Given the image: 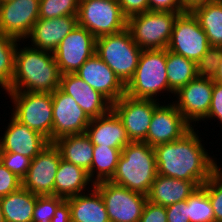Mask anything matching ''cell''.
I'll return each instance as SVG.
<instances>
[{
  "label": "cell",
  "instance_id": "1",
  "mask_svg": "<svg viewBox=\"0 0 222 222\" xmlns=\"http://www.w3.org/2000/svg\"><path fill=\"white\" fill-rule=\"evenodd\" d=\"M197 129L193 127L182 138L154 147L157 174L201 185L207 182L220 162L215 155L210 156L213 151L205 148Z\"/></svg>",
  "mask_w": 222,
  "mask_h": 222
},
{
  "label": "cell",
  "instance_id": "2",
  "mask_svg": "<svg viewBox=\"0 0 222 222\" xmlns=\"http://www.w3.org/2000/svg\"><path fill=\"white\" fill-rule=\"evenodd\" d=\"M20 43L26 44L19 41L17 45L14 77L5 91L52 93L58 89L61 73L53 53L32 47L30 42L22 47Z\"/></svg>",
  "mask_w": 222,
  "mask_h": 222
},
{
  "label": "cell",
  "instance_id": "3",
  "mask_svg": "<svg viewBox=\"0 0 222 222\" xmlns=\"http://www.w3.org/2000/svg\"><path fill=\"white\" fill-rule=\"evenodd\" d=\"M156 176L154 147L146 142H130L121 150L115 173L109 181L147 196Z\"/></svg>",
  "mask_w": 222,
  "mask_h": 222
},
{
  "label": "cell",
  "instance_id": "4",
  "mask_svg": "<svg viewBox=\"0 0 222 222\" xmlns=\"http://www.w3.org/2000/svg\"><path fill=\"white\" fill-rule=\"evenodd\" d=\"M166 59L167 49L142 50L137 69L125 85V94L137 99L156 101H160L159 97L163 94L169 96L166 100L173 99L175 93L169 88Z\"/></svg>",
  "mask_w": 222,
  "mask_h": 222
},
{
  "label": "cell",
  "instance_id": "5",
  "mask_svg": "<svg viewBox=\"0 0 222 222\" xmlns=\"http://www.w3.org/2000/svg\"><path fill=\"white\" fill-rule=\"evenodd\" d=\"M142 49L134 42L127 28L96 39V54L126 85L137 69Z\"/></svg>",
  "mask_w": 222,
  "mask_h": 222
},
{
  "label": "cell",
  "instance_id": "6",
  "mask_svg": "<svg viewBox=\"0 0 222 222\" xmlns=\"http://www.w3.org/2000/svg\"><path fill=\"white\" fill-rule=\"evenodd\" d=\"M13 104L11 114L30 129L52 142V94L46 92L5 91Z\"/></svg>",
  "mask_w": 222,
  "mask_h": 222
},
{
  "label": "cell",
  "instance_id": "7",
  "mask_svg": "<svg viewBox=\"0 0 222 222\" xmlns=\"http://www.w3.org/2000/svg\"><path fill=\"white\" fill-rule=\"evenodd\" d=\"M181 13L147 11L127 18V29L142 50L167 49L174 22Z\"/></svg>",
  "mask_w": 222,
  "mask_h": 222
},
{
  "label": "cell",
  "instance_id": "8",
  "mask_svg": "<svg viewBox=\"0 0 222 222\" xmlns=\"http://www.w3.org/2000/svg\"><path fill=\"white\" fill-rule=\"evenodd\" d=\"M77 21L78 26L86 28L96 39L127 27V17L118 0H80Z\"/></svg>",
  "mask_w": 222,
  "mask_h": 222
},
{
  "label": "cell",
  "instance_id": "9",
  "mask_svg": "<svg viewBox=\"0 0 222 222\" xmlns=\"http://www.w3.org/2000/svg\"><path fill=\"white\" fill-rule=\"evenodd\" d=\"M100 193L110 222H139L147 196L110 181L94 184Z\"/></svg>",
  "mask_w": 222,
  "mask_h": 222
},
{
  "label": "cell",
  "instance_id": "10",
  "mask_svg": "<svg viewBox=\"0 0 222 222\" xmlns=\"http://www.w3.org/2000/svg\"><path fill=\"white\" fill-rule=\"evenodd\" d=\"M205 31L189 10L177 16L167 50L197 63L210 48Z\"/></svg>",
  "mask_w": 222,
  "mask_h": 222
},
{
  "label": "cell",
  "instance_id": "11",
  "mask_svg": "<svg viewBox=\"0 0 222 222\" xmlns=\"http://www.w3.org/2000/svg\"><path fill=\"white\" fill-rule=\"evenodd\" d=\"M161 102L124 94L112 104V110L123 122L131 142H143L146 139L153 112Z\"/></svg>",
  "mask_w": 222,
  "mask_h": 222
},
{
  "label": "cell",
  "instance_id": "12",
  "mask_svg": "<svg viewBox=\"0 0 222 222\" xmlns=\"http://www.w3.org/2000/svg\"><path fill=\"white\" fill-rule=\"evenodd\" d=\"M213 87L212 79L196 77L174 94L173 103L193 127H198L197 123L208 115Z\"/></svg>",
  "mask_w": 222,
  "mask_h": 222
},
{
  "label": "cell",
  "instance_id": "13",
  "mask_svg": "<svg viewBox=\"0 0 222 222\" xmlns=\"http://www.w3.org/2000/svg\"><path fill=\"white\" fill-rule=\"evenodd\" d=\"M96 53V38L86 29L77 25L53 52L61 74L76 71Z\"/></svg>",
  "mask_w": 222,
  "mask_h": 222
},
{
  "label": "cell",
  "instance_id": "14",
  "mask_svg": "<svg viewBox=\"0 0 222 222\" xmlns=\"http://www.w3.org/2000/svg\"><path fill=\"white\" fill-rule=\"evenodd\" d=\"M170 101L166 104L164 100L153 112L147 137L143 141L151 147L178 140L193 128L178 111L173 100Z\"/></svg>",
  "mask_w": 222,
  "mask_h": 222
},
{
  "label": "cell",
  "instance_id": "15",
  "mask_svg": "<svg viewBox=\"0 0 222 222\" xmlns=\"http://www.w3.org/2000/svg\"><path fill=\"white\" fill-rule=\"evenodd\" d=\"M60 161L59 149L50 142L32 159L22 186L38 196L54 195L55 176Z\"/></svg>",
  "mask_w": 222,
  "mask_h": 222
},
{
  "label": "cell",
  "instance_id": "16",
  "mask_svg": "<svg viewBox=\"0 0 222 222\" xmlns=\"http://www.w3.org/2000/svg\"><path fill=\"white\" fill-rule=\"evenodd\" d=\"M51 94L53 104L52 142L62 136L85 133L91 119L74 98L60 88Z\"/></svg>",
  "mask_w": 222,
  "mask_h": 222
},
{
  "label": "cell",
  "instance_id": "17",
  "mask_svg": "<svg viewBox=\"0 0 222 222\" xmlns=\"http://www.w3.org/2000/svg\"><path fill=\"white\" fill-rule=\"evenodd\" d=\"M40 0H11L0 3V31L24 41L39 19Z\"/></svg>",
  "mask_w": 222,
  "mask_h": 222
},
{
  "label": "cell",
  "instance_id": "18",
  "mask_svg": "<svg viewBox=\"0 0 222 222\" xmlns=\"http://www.w3.org/2000/svg\"><path fill=\"white\" fill-rule=\"evenodd\" d=\"M75 74L112 104L125 94V84L96 53Z\"/></svg>",
  "mask_w": 222,
  "mask_h": 222
},
{
  "label": "cell",
  "instance_id": "19",
  "mask_svg": "<svg viewBox=\"0 0 222 222\" xmlns=\"http://www.w3.org/2000/svg\"><path fill=\"white\" fill-rule=\"evenodd\" d=\"M0 136L1 153H18L33 159L50 142L38 132L19 122L12 114Z\"/></svg>",
  "mask_w": 222,
  "mask_h": 222
},
{
  "label": "cell",
  "instance_id": "20",
  "mask_svg": "<svg viewBox=\"0 0 222 222\" xmlns=\"http://www.w3.org/2000/svg\"><path fill=\"white\" fill-rule=\"evenodd\" d=\"M59 88L72 96L90 119L109 113L112 103L75 73L61 74Z\"/></svg>",
  "mask_w": 222,
  "mask_h": 222
},
{
  "label": "cell",
  "instance_id": "21",
  "mask_svg": "<svg viewBox=\"0 0 222 222\" xmlns=\"http://www.w3.org/2000/svg\"><path fill=\"white\" fill-rule=\"evenodd\" d=\"M77 25V15H67L50 19L39 18L33 25L25 41H30V46L32 47L53 53L60 42Z\"/></svg>",
  "mask_w": 222,
  "mask_h": 222
},
{
  "label": "cell",
  "instance_id": "22",
  "mask_svg": "<svg viewBox=\"0 0 222 222\" xmlns=\"http://www.w3.org/2000/svg\"><path fill=\"white\" fill-rule=\"evenodd\" d=\"M85 133L93 145L123 149L131 142L123 122L113 110L91 119Z\"/></svg>",
  "mask_w": 222,
  "mask_h": 222
},
{
  "label": "cell",
  "instance_id": "23",
  "mask_svg": "<svg viewBox=\"0 0 222 222\" xmlns=\"http://www.w3.org/2000/svg\"><path fill=\"white\" fill-rule=\"evenodd\" d=\"M202 185L157 174L147 195V201L152 204L168 206L186 200Z\"/></svg>",
  "mask_w": 222,
  "mask_h": 222
},
{
  "label": "cell",
  "instance_id": "24",
  "mask_svg": "<svg viewBox=\"0 0 222 222\" xmlns=\"http://www.w3.org/2000/svg\"><path fill=\"white\" fill-rule=\"evenodd\" d=\"M93 187L94 183L90 180L87 171L61 159L55 176L54 196L67 199L86 193Z\"/></svg>",
  "mask_w": 222,
  "mask_h": 222
},
{
  "label": "cell",
  "instance_id": "25",
  "mask_svg": "<svg viewBox=\"0 0 222 222\" xmlns=\"http://www.w3.org/2000/svg\"><path fill=\"white\" fill-rule=\"evenodd\" d=\"M66 200L71 209L72 222H110L104 201L94 187Z\"/></svg>",
  "mask_w": 222,
  "mask_h": 222
},
{
  "label": "cell",
  "instance_id": "26",
  "mask_svg": "<svg viewBox=\"0 0 222 222\" xmlns=\"http://www.w3.org/2000/svg\"><path fill=\"white\" fill-rule=\"evenodd\" d=\"M53 143L59 149L61 159L90 171L94 145L86 133L62 136Z\"/></svg>",
  "mask_w": 222,
  "mask_h": 222
},
{
  "label": "cell",
  "instance_id": "27",
  "mask_svg": "<svg viewBox=\"0 0 222 222\" xmlns=\"http://www.w3.org/2000/svg\"><path fill=\"white\" fill-rule=\"evenodd\" d=\"M37 195L21 186L18 190L0 197L6 222H32Z\"/></svg>",
  "mask_w": 222,
  "mask_h": 222
},
{
  "label": "cell",
  "instance_id": "28",
  "mask_svg": "<svg viewBox=\"0 0 222 222\" xmlns=\"http://www.w3.org/2000/svg\"><path fill=\"white\" fill-rule=\"evenodd\" d=\"M205 31L210 46L222 47V0H211L190 10Z\"/></svg>",
  "mask_w": 222,
  "mask_h": 222
},
{
  "label": "cell",
  "instance_id": "29",
  "mask_svg": "<svg viewBox=\"0 0 222 222\" xmlns=\"http://www.w3.org/2000/svg\"><path fill=\"white\" fill-rule=\"evenodd\" d=\"M121 150L120 148L94 145L93 159L88 172V176L94 184L109 181L112 178L121 156Z\"/></svg>",
  "mask_w": 222,
  "mask_h": 222
},
{
  "label": "cell",
  "instance_id": "30",
  "mask_svg": "<svg viewBox=\"0 0 222 222\" xmlns=\"http://www.w3.org/2000/svg\"><path fill=\"white\" fill-rule=\"evenodd\" d=\"M166 69L169 88L174 93L197 77L194 61L169 50H167Z\"/></svg>",
  "mask_w": 222,
  "mask_h": 222
},
{
  "label": "cell",
  "instance_id": "31",
  "mask_svg": "<svg viewBox=\"0 0 222 222\" xmlns=\"http://www.w3.org/2000/svg\"><path fill=\"white\" fill-rule=\"evenodd\" d=\"M19 40L0 31V89L5 91L14 77L15 52Z\"/></svg>",
  "mask_w": 222,
  "mask_h": 222
},
{
  "label": "cell",
  "instance_id": "32",
  "mask_svg": "<svg viewBox=\"0 0 222 222\" xmlns=\"http://www.w3.org/2000/svg\"><path fill=\"white\" fill-rule=\"evenodd\" d=\"M190 222H215L214 211L206 190L201 186L187 199Z\"/></svg>",
  "mask_w": 222,
  "mask_h": 222
},
{
  "label": "cell",
  "instance_id": "33",
  "mask_svg": "<svg viewBox=\"0 0 222 222\" xmlns=\"http://www.w3.org/2000/svg\"><path fill=\"white\" fill-rule=\"evenodd\" d=\"M80 0H40L39 18L50 19L77 15Z\"/></svg>",
  "mask_w": 222,
  "mask_h": 222
},
{
  "label": "cell",
  "instance_id": "34",
  "mask_svg": "<svg viewBox=\"0 0 222 222\" xmlns=\"http://www.w3.org/2000/svg\"><path fill=\"white\" fill-rule=\"evenodd\" d=\"M209 196L215 222H222V167L219 165L211 177L202 185Z\"/></svg>",
  "mask_w": 222,
  "mask_h": 222
},
{
  "label": "cell",
  "instance_id": "35",
  "mask_svg": "<svg viewBox=\"0 0 222 222\" xmlns=\"http://www.w3.org/2000/svg\"><path fill=\"white\" fill-rule=\"evenodd\" d=\"M222 58V47L211 46L196 63L197 77L213 79Z\"/></svg>",
  "mask_w": 222,
  "mask_h": 222
},
{
  "label": "cell",
  "instance_id": "36",
  "mask_svg": "<svg viewBox=\"0 0 222 222\" xmlns=\"http://www.w3.org/2000/svg\"><path fill=\"white\" fill-rule=\"evenodd\" d=\"M64 200L54 195L38 196L34 207L32 222H50L57 206Z\"/></svg>",
  "mask_w": 222,
  "mask_h": 222
},
{
  "label": "cell",
  "instance_id": "37",
  "mask_svg": "<svg viewBox=\"0 0 222 222\" xmlns=\"http://www.w3.org/2000/svg\"><path fill=\"white\" fill-rule=\"evenodd\" d=\"M1 163L23 180L28 173L32 159L18 153H1Z\"/></svg>",
  "mask_w": 222,
  "mask_h": 222
},
{
  "label": "cell",
  "instance_id": "38",
  "mask_svg": "<svg viewBox=\"0 0 222 222\" xmlns=\"http://www.w3.org/2000/svg\"><path fill=\"white\" fill-rule=\"evenodd\" d=\"M22 186V180L10 172L0 161V197L6 196Z\"/></svg>",
  "mask_w": 222,
  "mask_h": 222
},
{
  "label": "cell",
  "instance_id": "39",
  "mask_svg": "<svg viewBox=\"0 0 222 222\" xmlns=\"http://www.w3.org/2000/svg\"><path fill=\"white\" fill-rule=\"evenodd\" d=\"M215 119V120H214ZM208 120H214L222 126V83L214 82L211 106L208 115L202 120L207 123Z\"/></svg>",
  "mask_w": 222,
  "mask_h": 222
},
{
  "label": "cell",
  "instance_id": "40",
  "mask_svg": "<svg viewBox=\"0 0 222 222\" xmlns=\"http://www.w3.org/2000/svg\"><path fill=\"white\" fill-rule=\"evenodd\" d=\"M139 222H167L165 206L152 204L147 201Z\"/></svg>",
  "mask_w": 222,
  "mask_h": 222
},
{
  "label": "cell",
  "instance_id": "41",
  "mask_svg": "<svg viewBox=\"0 0 222 222\" xmlns=\"http://www.w3.org/2000/svg\"><path fill=\"white\" fill-rule=\"evenodd\" d=\"M150 11H169L184 13L189 11L184 5L182 0H148Z\"/></svg>",
  "mask_w": 222,
  "mask_h": 222
},
{
  "label": "cell",
  "instance_id": "42",
  "mask_svg": "<svg viewBox=\"0 0 222 222\" xmlns=\"http://www.w3.org/2000/svg\"><path fill=\"white\" fill-rule=\"evenodd\" d=\"M167 222H190L187 199L165 207Z\"/></svg>",
  "mask_w": 222,
  "mask_h": 222
},
{
  "label": "cell",
  "instance_id": "43",
  "mask_svg": "<svg viewBox=\"0 0 222 222\" xmlns=\"http://www.w3.org/2000/svg\"><path fill=\"white\" fill-rule=\"evenodd\" d=\"M118 4L127 18L149 11L148 0H118Z\"/></svg>",
  "mask_w": 222,
  "mask_h": 222
},
{
  "label": "cell",
  "instance_id": "44",
  "mask_svg": "<svg viewBox=\"0 0 222 222\" xmlns=\"http://www.w3.org/2000/svg\"><path fill=\"white\" fill-rule=\"evenodd\" d=\"M50 222H72L71 209L68 201L64 199L56 208L53 218Z\"/></svg>",
  "mask_w": 222,
  "mask_h": 222
},
{
  "label": "cell",
  "instance_id": "45",
  "mask_svg": "<svg viewBox=\"0 0 222 222\" xmlns=\"http://www.w3.org/2000/svg\"><path fill=\"white\" fill-rule=\"evenodd\" d=\"M207 1L211 0H182L183 5L188 9L191 10L194 6H197L199 4L205 3Z\"/></svg>",
  "mask_w": 222,
  "mask_h": 222
},
{
  "label": "cell",
  "instance_id": "46",
  "mask_svg": "<svg viewBox=\"0 0 222 222\" xmlns=\"http://www.w3.org/2000/svg\"><path fill=\"white\" fill-rule=\"evenodd\" d=\"M212 80L214 82L222 83V58H221L219 67L217 69V72Z\"/></svg>",
  "mask_w": 222,
  "mask_h": 222
},
{
  "label": "cell",
  "instance_id": "47",
  "mask_svg": "<svg viewBox=\"0 0 222 222\" xmlns=\"http://www.w3.org/2000/svg\"><path fill=\"white\" fill-rule=\"evenodd\" d=\"M0 222H6L3 212H2L1 203H0Z\"/></svg>",
  "mask_w": 222,
  "mask_h": 222
},
{
  "label": "cell",
  "instance_id": "48",
  "mask_svg": "<svg viewBox=\"0 0 222 222\" xmlns=\"http://www.w3.org/2000/svg\"><path fill=\"white\" fill-rule=\"evenodd\" d=\"M7 1H11V0H0V3H1V2H7Z\"/></svg>",
  "mask_w": 222,
  "mask_h": 222
},
{
  "label": "cell",
  "instance_id": "49",
  "mask_svg": "<svg viewBox=\"0 0 222 222\" xmlns=\"http://www.w3.org/2000/svg\"><path fill=\"white\" fill-rule=\"evenodd\" d=\"M1 152H2V150H1V144H0V160H1Z\"/></svg>",
  "mask_w": 222,
  "mask_h": 222
}]
</instances>
